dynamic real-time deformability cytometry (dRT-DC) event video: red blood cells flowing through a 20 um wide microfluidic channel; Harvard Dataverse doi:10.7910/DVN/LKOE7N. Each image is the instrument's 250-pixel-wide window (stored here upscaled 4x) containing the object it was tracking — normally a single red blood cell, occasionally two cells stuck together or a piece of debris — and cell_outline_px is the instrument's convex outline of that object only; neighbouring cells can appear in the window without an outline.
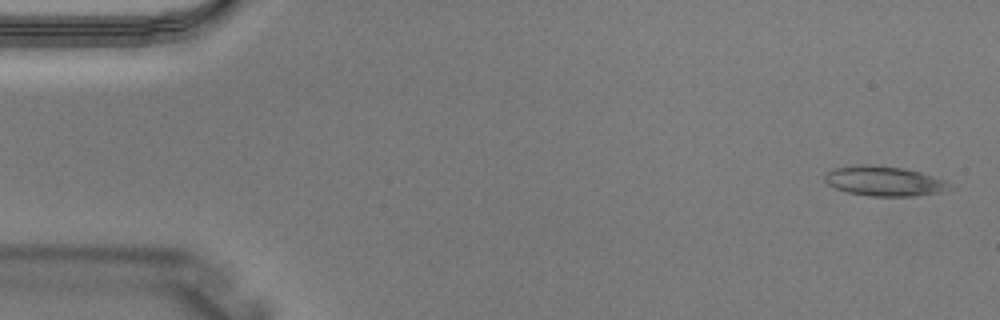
{"species": "Egyptian fruit bat (a non-hibernating species)", "species_latin": "Rousettus aegyptiacus", "temperature_condition": "warm", "stored_images_in_passage": 3, "camera_frame_rate_fps": 3000, "um_per_image_px": 0.085, "animal": {"sex": "male"}, "frame": {"image": 1, "passage_image": 1, "time_ms": 0.0, "image_size_px": [1000, 320], "cell_outline_px": [[956, 188], [940, 192], [912, 196], [868, 196], [848, 192], [836, 188], [828, 184], [824, 180], [824, 176], [828, 172], [836, 168], [860, 164], [872, 164], [904, 168], [920, 172], [944, 180], [952, 184]], "centroid_in_image_um": [75.2, 15.39], "position_along_channel_um": 9.8, "area_um2": 21.73}}
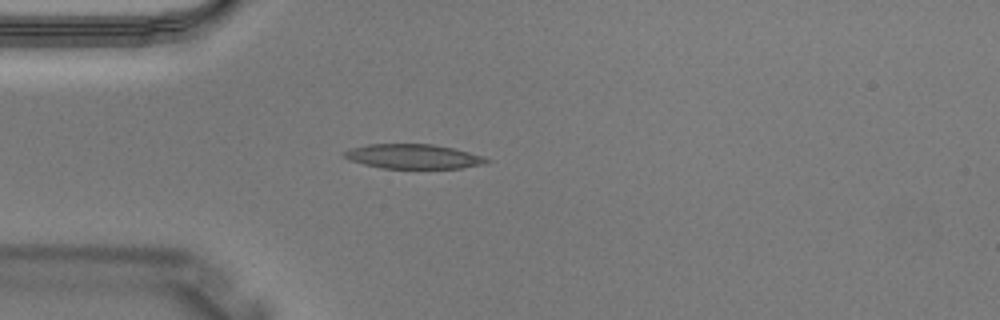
{"frame": {"image": 2, "passage_image": 3, "time_ms": 0.667, "image_size_px": [1000, 320], "cell_outline_px": [[492, 160], [484, 164], [460, 168], [380, 168], [348, 160], [344, 156], [344, 152], [348, 148], [368, 144], [432, 144], [452, 148], [484, 156]], "centroid_in_image_um": [35.11, 13.3], "position_along_channel_um": 49.9, "area_um2": 20.35}}